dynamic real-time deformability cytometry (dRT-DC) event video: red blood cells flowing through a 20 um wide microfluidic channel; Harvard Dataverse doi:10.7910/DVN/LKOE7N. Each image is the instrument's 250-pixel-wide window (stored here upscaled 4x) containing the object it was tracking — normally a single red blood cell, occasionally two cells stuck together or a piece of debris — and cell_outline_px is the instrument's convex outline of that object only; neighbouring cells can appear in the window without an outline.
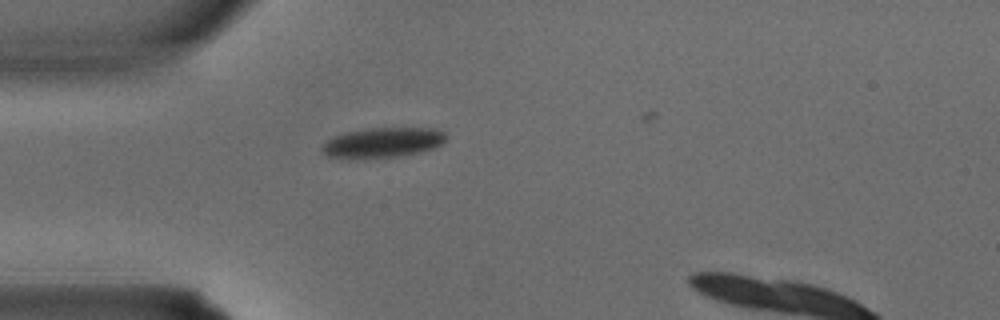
{"species": "common noctule bat (a hibernating species)", "species_latin": "Nyctalus noctula", "temperature_condition": "warm", "stored_images_in_passage": 2, "camera_frame_rate_fps": 3000, "um_per_image_px": 0.085, "animal": {"sex": "male", "body_mass_g": 15.6}, "frame": {"image": 1, "passage_image": 1, "time_ms": 0.0, "image_size_px": [1000, 320], "cell_outline_px": [[448, 136], [440, 144], [432, 148], [420, 152], [396, 156], [364, 160], [340, 160], [328, 156], [320, 148], [328, 140], [344, 132], [372, 128], [432, 128], [444, 132]], "centroid_in_image_um": [32.47, 12.15], "position_along_channel_um": 52.5, "area_um2": 22.02}}